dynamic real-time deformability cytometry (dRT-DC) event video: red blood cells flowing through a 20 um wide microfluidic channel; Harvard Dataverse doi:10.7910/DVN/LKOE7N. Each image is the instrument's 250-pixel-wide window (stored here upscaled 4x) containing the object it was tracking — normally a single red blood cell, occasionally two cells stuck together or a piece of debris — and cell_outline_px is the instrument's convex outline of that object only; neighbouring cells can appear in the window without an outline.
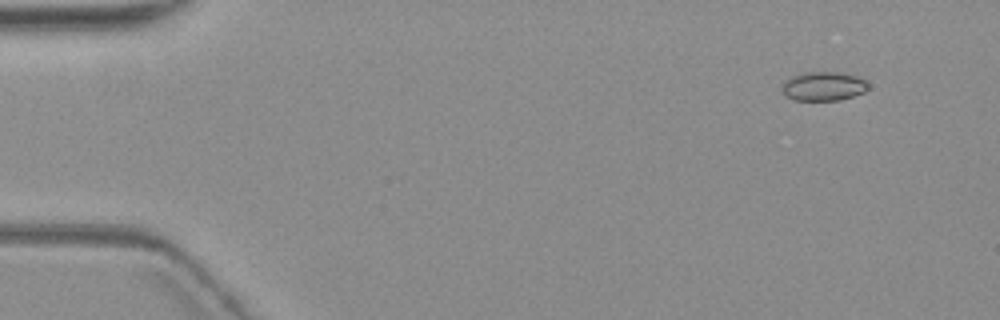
{"species": "common noctule bat (a hibernating species)", "species_latin": "Nyctalus noctula", "temperature_condition": "warm", "stored_images_in_passage": 7, "camera_frame_rate_fps": 3000, "um_per_image_px": 0.085, "animal": {"sex": "female", "body_mass_g": 19.3, "forearm_length_mm": 54.1}, "frame": {"image": 1, "passage_image": 2, "time_ms": 1.0, "image_size_px": [1000, 320], "cell_outline_px": [[868, 88], [864, 92], [840, 100], [792, 100], [784, 92], [784, 84], [792, 76], [804, 72], [840, 72], [856, 76], [864, 80], [868, 84]], "centroid_in_image_um": [70.03, 7.33], "position_along_channel_um": 15.0, "area_um2": 14.28}}
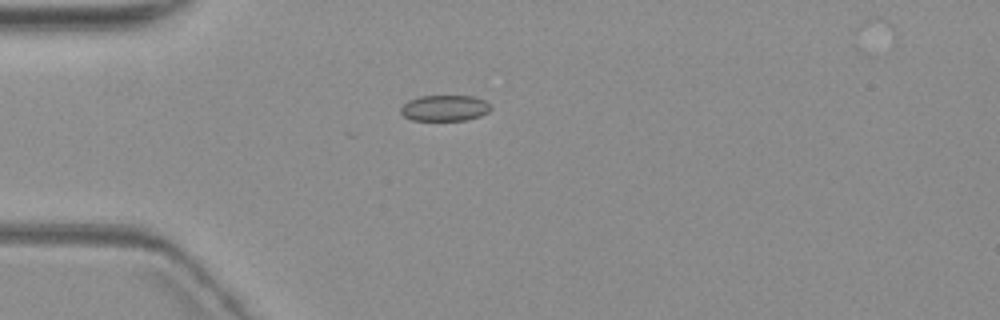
{"frame": {"image": 2, "passage_image": 5, "time_ms": 4.667, "image_size_px": [1000, 320], "cell_outline_px": [[492, 108], [488, 112], [480, 116], [464, 120], [412, 120], [404, 116], [400, 112], [400, 108], [408, 100], [420, 96], [472, 96], [484, 100], [492, 104]], "centroid_in_image_um": [37.81, 9.18], "position_along_channel_um": 47.2, "area_um2": 13.64}}
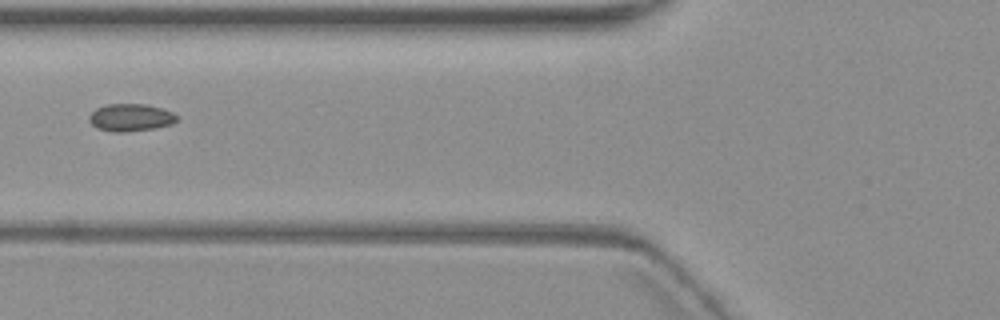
{"frame": {"image": 3, "passage_image": 7, "time_ms": 7.0, "image_size_px": [1000, 320], "cell_outline_px": [[176, 120], [172, 124], [156, 128], [124, 132], [116, 132], [96, 128], [88, 120], [88, 116], [96, 108], [108, 104], [144, 104], [164, 108], [172, 112], [176, 116]], "centroid_in_image_um": [11.09, 9.98], "position_along_channel_um": 114.7, "area_um2": 14.05}}